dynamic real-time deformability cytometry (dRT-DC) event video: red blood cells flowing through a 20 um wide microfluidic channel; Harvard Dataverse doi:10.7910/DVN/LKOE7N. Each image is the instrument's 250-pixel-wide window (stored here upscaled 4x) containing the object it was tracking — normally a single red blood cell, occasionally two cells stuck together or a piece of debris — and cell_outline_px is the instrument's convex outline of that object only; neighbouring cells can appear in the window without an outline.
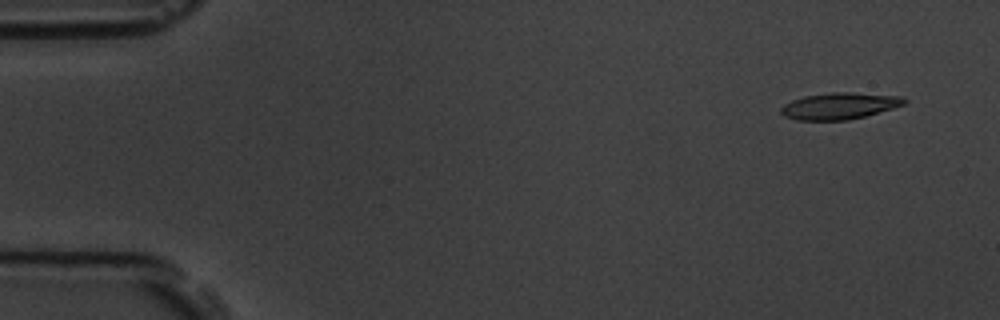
{"species": "common noctule bat (a hibernating species)", "species_latin": "Nyctalus noctula", "temperature_condition": "room temperature", "stored_images_in_passage": 4, "camera_frame_rate_fps": 3000, "um_per_image_px": 0.085, "animal": {"sex": "male", "body_mass_g": 19.5, "forearm_length_mm": 54.6}, "frame": {"image": 1, "passage_image": 1, "time_ms": 0.0, "image_size_px": [1000, 320], "cell_outline_px": [[908, 100], [904, 104], [892, 108], [864, 116], [848, 120], [796, 120], [784, 116], [780, 112], [780, 108], [784, 104], [792, 100], [804, 96], [832, 92], [848, 92], [900, 96]], "centroid_in_image_um": [71.31, 9.0], "position_along_channel_um": 13.7, "area_um2": 18.96}}